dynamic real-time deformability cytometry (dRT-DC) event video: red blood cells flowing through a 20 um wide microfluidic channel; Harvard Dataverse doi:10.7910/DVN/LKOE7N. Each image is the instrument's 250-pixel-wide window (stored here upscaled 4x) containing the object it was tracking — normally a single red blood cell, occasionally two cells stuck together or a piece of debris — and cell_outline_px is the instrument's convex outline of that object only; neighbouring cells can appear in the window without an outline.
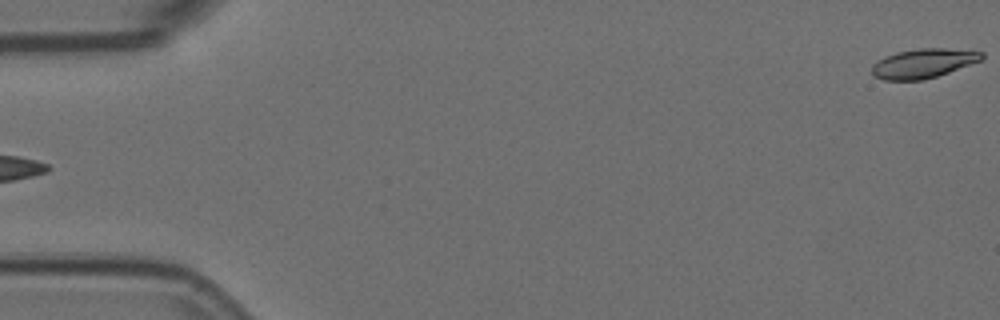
{"species": "Egyptian fruit bat (a non-hibernating species)", "species_latin": "Rousettus aegyptiacus", "temperature_condition": "room temperature", "stored_images_in_passage": 6, "camera_frame_rate_fps": 3000, "um_per_image_px": 0.085, "animal": {"sex": "female"}, "frame": {"image": 1, "passage_image": 6, "time_ms": 1.667, "image_size_px": [1000, 320], "cell_outline_px": [[984, 56], [980, 60], [948, 72], [924, 80], [884, 80], [876, 76], [872, 72], [872, 64], [876, 60], [884, 56], [896, 52], [916, 48], [944, 48], [984, 52]], "centroid_in_image_um": [78.43, 5.37], "position_along_channel_um": 6.6, "area_um2": 18.67}}